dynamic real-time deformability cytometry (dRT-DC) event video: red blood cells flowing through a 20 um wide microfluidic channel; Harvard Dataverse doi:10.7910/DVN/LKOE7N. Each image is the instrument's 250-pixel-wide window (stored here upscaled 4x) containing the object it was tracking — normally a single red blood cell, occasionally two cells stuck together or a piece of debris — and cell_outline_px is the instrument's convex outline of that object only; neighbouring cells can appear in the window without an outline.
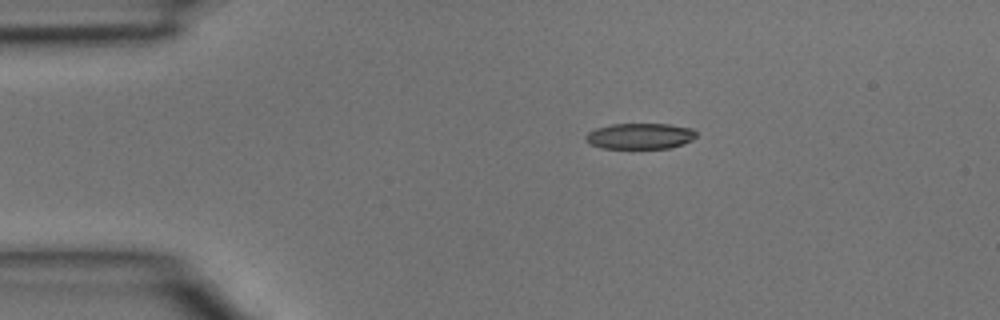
{"species": "common noctule bat (a hibernating species)", "species_latin": "Nyctalus noctula", "temperature_condition": "room temperature", "stored_images_in_passage": 5, "camera_frame_rate_fps": 3000, "um_per_image_px": 0.085, "animal": {"sex": "male", "body_mass_g": 15.6}, "frame": {"image": 1, "passage_image": 5, "time_ms": 1.333, "image_size_px": [1000, 320], "cell_outline_px": [[696, 136], [692, 140], [684, 144], [668, 148], [600, 148], [584, 140], [584, 136], [588, 132], [596, 128], [612, 124], [668, 124], [692, 128], [696, 132]], "centroid_in_image_um": [54.39, 11.56], "position_along_channel_um": 30.6, "area_um2": 16.7}}